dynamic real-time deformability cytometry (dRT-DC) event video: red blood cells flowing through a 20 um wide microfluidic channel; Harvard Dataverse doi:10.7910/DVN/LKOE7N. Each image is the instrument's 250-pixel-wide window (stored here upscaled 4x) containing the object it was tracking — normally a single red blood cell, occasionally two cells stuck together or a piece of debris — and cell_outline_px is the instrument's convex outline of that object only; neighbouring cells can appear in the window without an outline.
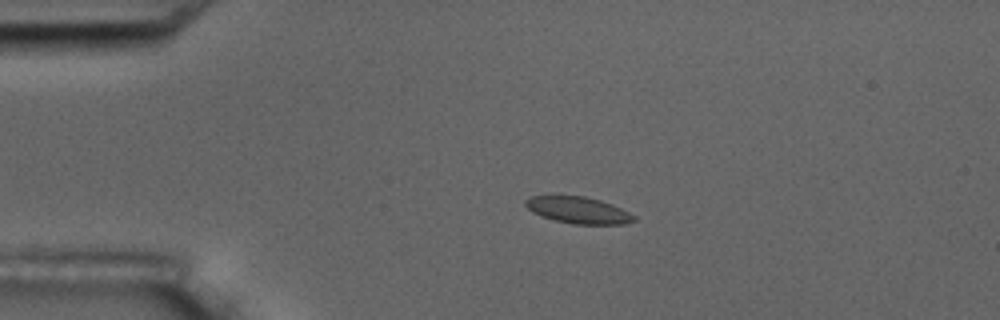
{"species": "common noctule bat (a hibernating species)", "species_latin": "Nyctalus noctula", "temperature_condition": "room temperature", "stored_images_in_passage": 4, "camera_frame_rate_fps": 3000, "um_per_image_px": 0.085, "animal": {"sex": "male", "body_mass_g": 17.5, "forearm_length_mm": 52.3}, "frame": {"image": 1, "passage_image": 3, "time_ms": 3.333, "image_size_px": [1000, 320], "cell_outline_px": [[636, 220], [624, 224], [572, 224], [540, 216], [532, 212], [524, 204], [524, 200], [528, 196], [584, 196], [600, 200], [612, 204], [636, 216]], "centroid_in_image_um": [49.13, 17.86], "position_along_channel_um": 35.9, "area_um2": 16.82}}